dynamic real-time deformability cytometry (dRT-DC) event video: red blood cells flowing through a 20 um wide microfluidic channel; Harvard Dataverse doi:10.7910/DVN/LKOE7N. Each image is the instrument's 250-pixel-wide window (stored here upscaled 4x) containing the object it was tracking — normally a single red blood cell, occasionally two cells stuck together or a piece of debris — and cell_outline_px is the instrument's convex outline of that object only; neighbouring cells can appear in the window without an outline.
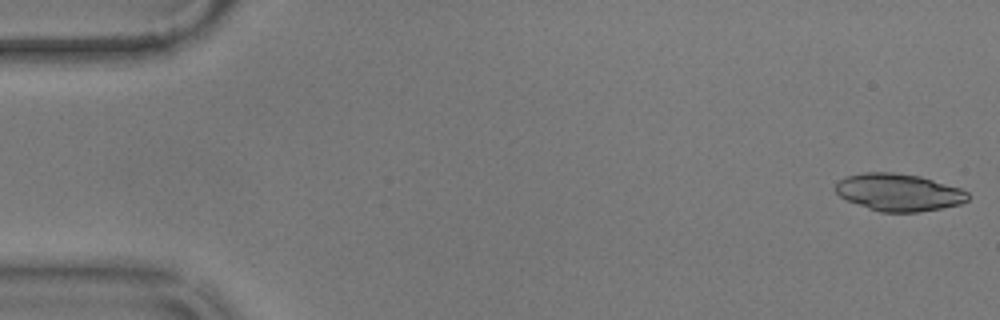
{"species": "common noctule bat (a hibernating species)", "species_latin": "Nyctalus noctula", "temperature_condition": "warm", "stored_images_in_passage": 9, "camera_frame_rate_fps": 3000, "um_per_image_px": 0.085, "animal": {"sex": "male", "body_mass_g": 17.9}, "frame": {"image": 1, "passage_image": 1, "time_ms": 0.0, "image_size_px": [1000, 320], "cell_outline_px": [[968, 200], [960, 204], [920, 212], [880, 212], [868, 208], [848, 200], [840, 196], [832, 188], [844, 176], [864, 172], [892, 172], [920, 176], [960, 188], [968, 192]], "centroid_in_image_um": [76.37, 16.34], "position_along_channel_um": 8.6, "area_um2": 28.78}}